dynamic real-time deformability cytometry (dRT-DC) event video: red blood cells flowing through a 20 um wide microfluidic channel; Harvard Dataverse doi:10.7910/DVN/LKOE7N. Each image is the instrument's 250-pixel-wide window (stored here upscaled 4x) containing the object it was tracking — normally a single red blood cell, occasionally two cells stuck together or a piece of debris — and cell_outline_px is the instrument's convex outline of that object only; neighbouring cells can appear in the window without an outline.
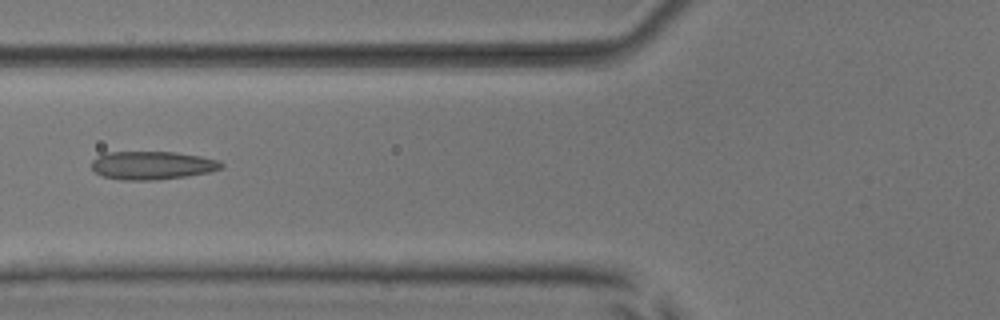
{"species": "common noctule bat (a hibernating species)", "species_latin": "Nyctalus noctula", "temperature_condition": "room temperature", "stored_images_in_passage": 6, "camera_frame_rate_fps": 3000, "um_per_image_px": 0.085, "animal": {"sex": "male", "body_mass_g": 17.9, "forearm_length_mm": 54.2}, "frame": {"image": 1, "passage_image": 6, "time_ms": 5.667, "image_size_px": [1000, 320], "cell_outline_px": [[224, 164], [220, 168], [208, 172], [188, 176], [156, 180], [124, 180], [104, 176], [96, 172], [92, 168], [92, 160], [104, 152], [176, 152], [200, 156], [220, 160]], "centroid_in_image_um": [12.94, 14.05], "position_along_channel_um": 112.9, "area_um2": 21.33}}